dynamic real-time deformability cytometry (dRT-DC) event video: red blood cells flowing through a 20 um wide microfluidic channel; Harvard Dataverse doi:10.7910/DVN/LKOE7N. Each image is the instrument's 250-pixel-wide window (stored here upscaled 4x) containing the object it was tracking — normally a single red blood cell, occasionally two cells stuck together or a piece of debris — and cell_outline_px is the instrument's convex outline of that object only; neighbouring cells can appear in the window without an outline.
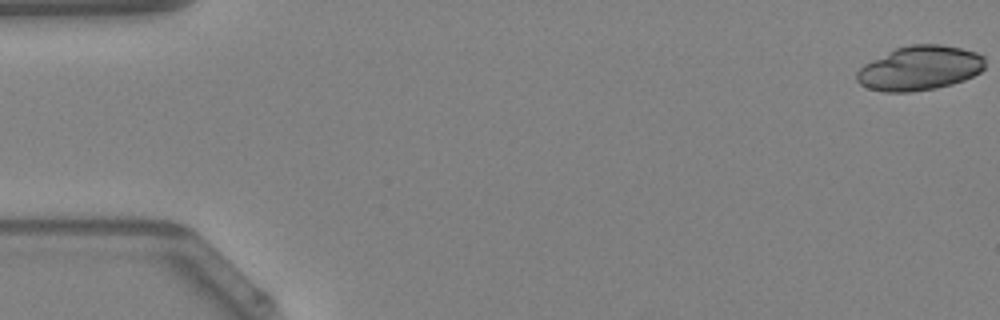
{"species": "Egyptian fruit bat (a non-hibernating species)", "species_latin": "Rousettus aegyptiacus", "temperature_condition": "warm", "stored_images_in_passage": 48, "camera_frame_rate_fps": 3000, "um_per_image_px": 0.085, "animal": {"sex": "female"}, "frame": {"image": 1, "passage_image": 1, "time_ms": 0.0, "image_size_px": [1000, 320], "cell_outline_px": [[984, 68], [980, 72], [964, 80], [952, 84], [936, 88], [912, 92], [884, 92], [868, 88], [860, 84], [856, 80], [856, 72], [864, 64], [896, 48], [912, 44], [940, 44], [960, 48], [976, 52], [984, 56]], "centroid_in_image_um": [78.17, 5.8], "position_along_channel_um": 6.8, "area_um2": 33.18}}